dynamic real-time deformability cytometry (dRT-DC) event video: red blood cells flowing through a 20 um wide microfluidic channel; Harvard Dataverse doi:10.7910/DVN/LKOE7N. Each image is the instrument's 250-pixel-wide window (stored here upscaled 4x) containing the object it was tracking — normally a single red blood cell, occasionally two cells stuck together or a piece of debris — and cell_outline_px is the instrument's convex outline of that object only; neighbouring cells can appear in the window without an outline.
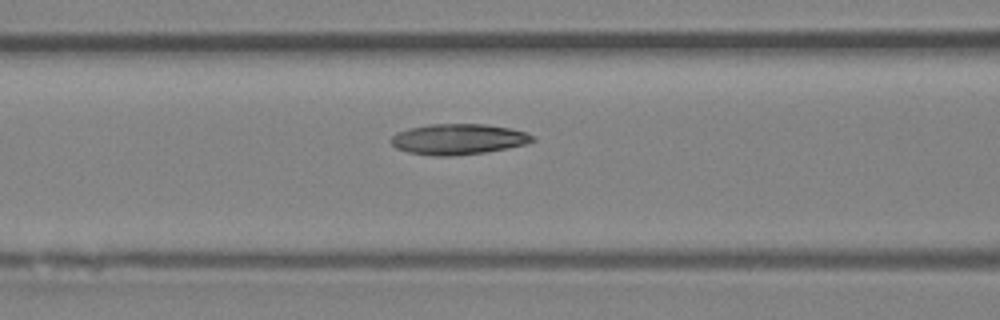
{"species": "Egyptian fruit bat (a non-hibernating species)", "species_latin": "Rousettus aegyptiacus", "temperature_condition": "room temperature", "stored_images_in_passage": 5, "camera_frame_rate_fps": 3000, "um_per_image_px": 0.085, "animal": {"sex": "female"}, "frame": {"image": 1, "passage_image": 5, "time_ms": 5.667, "image_size_px": [1000, 320], "cell_outline_px": [[536, 140], [528, 144], [484, 152], [452, 156], [432, 156], [408, 152], [396, 148], [392, 144], [392, 136], [396, 132], [408, 128], [428, 124], [484, 124], [512, 128], [536, 136]], "centroid_in_image_um": [38.97, 11.83], "position_along_channel_um": 127.6, "area_um2": 25.43}}